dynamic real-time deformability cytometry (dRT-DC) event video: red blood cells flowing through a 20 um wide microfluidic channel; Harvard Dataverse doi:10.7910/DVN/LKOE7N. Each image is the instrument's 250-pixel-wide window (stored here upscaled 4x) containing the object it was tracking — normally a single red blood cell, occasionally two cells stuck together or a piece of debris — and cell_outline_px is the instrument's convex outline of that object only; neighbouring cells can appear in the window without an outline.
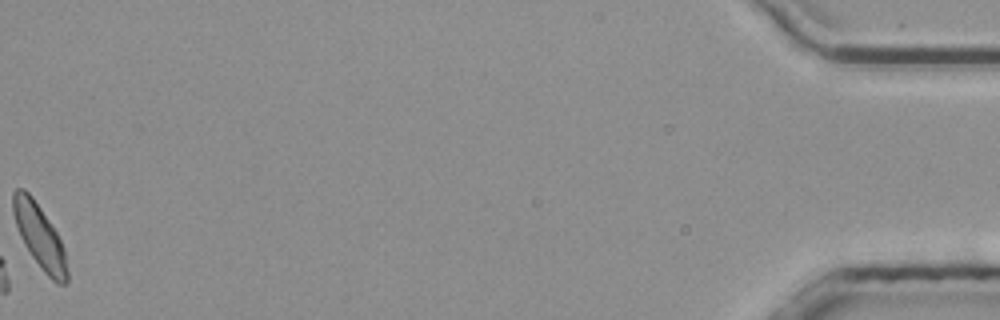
{"species": "common noctule bat (a hibernating species)", "species_latin": "Nyctalus noctula", "temperature_condition": "room temperature", "stored_images_in_passage": 48, "camera_frame_rate_fps": 3000, "um_per_image_px": 0.085, "animal": {"sex": "male", "body_mass_g": 20.4}, "frame": {"image": 1, "passage_image": 48, "time_ms": 15.667, "image_size_px": [1000, 320], "cell_outline_px": [[68, 284], [56, 284], [44, 272], [32, 256], [24, 244], [20, 236], [12, 212], [12, 192], [16, 188], [24, 188], [32, 196], [56, 232], [64, 248], [68, 272]], "centroid_in_image_um": [3.36, 20.1], "position_along_channel_um": 431.8, "area_um2": 20.0}}